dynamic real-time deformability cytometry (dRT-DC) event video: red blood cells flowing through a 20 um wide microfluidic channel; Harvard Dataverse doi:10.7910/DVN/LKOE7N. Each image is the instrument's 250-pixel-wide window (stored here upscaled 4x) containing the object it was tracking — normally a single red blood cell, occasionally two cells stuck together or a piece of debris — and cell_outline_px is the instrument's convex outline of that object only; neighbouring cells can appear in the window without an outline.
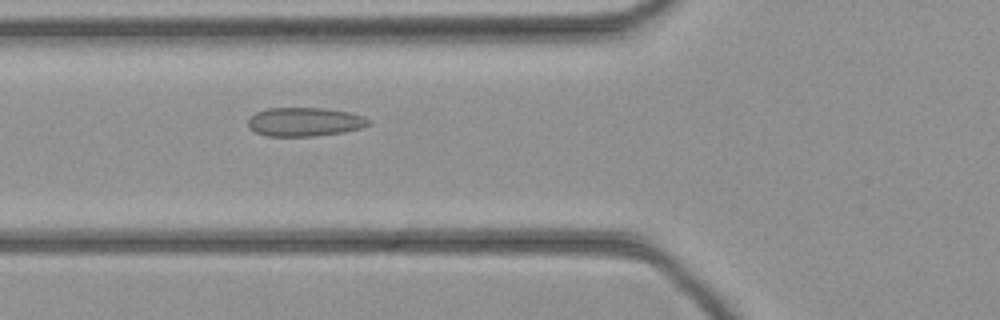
{"species": "common noctule bat (a hibernating species)", "species_latin": "Nyctalus noctula", "temperature_condition": "cold", "stored_images_in_passage": 40, "camera_frame_rate_fps": 3000, "um_per_image_px": 0.085, "animal": {"sex": "female", "body_mass_g": 21.9}, "frame": {"image": 1, "passage_image": 12, "time_ms": 3.667, "image_size_px": [1000, 320], "cell_outline_px": [[372, 124], [360, 128], [344, 132], [316, 136], [268, 136], [256, 132], [248, 128], [248, 120], [256, 112], [268, 108], [324, 108], [348, 112], [364, 116], [372, 120]], "centroid_in_image_um": [25.93, 10.36], "position_along_channel_um": 99.9, "area_um2": 20.35}}
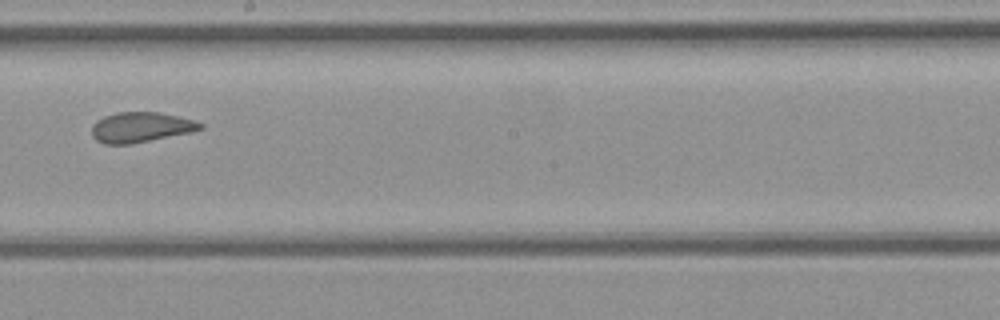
{"frame": {"image": 2, "passage_image": 21, "time_ms": 6.667, "image_size_px": [1000, 320], "cell_outline_px": [[204, 128], [192, 132], [132, 144], [104, 144], [96, 140], [92, 136], [92, 124], [96, 120], [104, 116], [116, 112], [160, 112], [192, 120], [204, 124]], "centroid_in_image_um": [11.94, 10.82], "position_along_channel_um": 236.3, "area_um2": 19.19}}
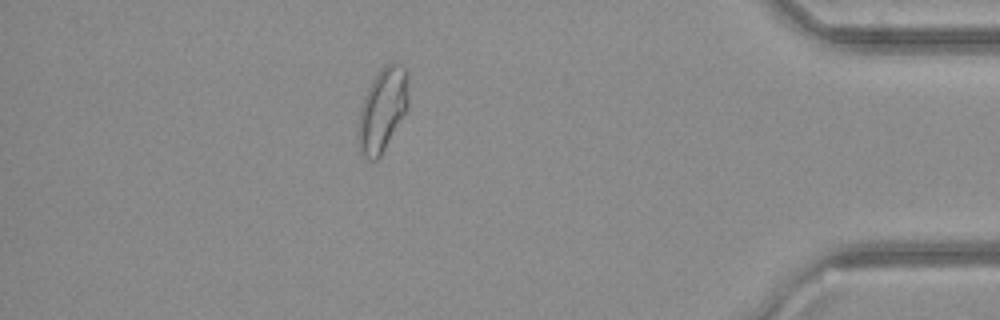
{"frame": {"image": 3, "passage_image": 35, "time_ms": 11.333, "image_size_px": [1000, 320], "cell_outline_px": [[408, 108], [380, 156], [376, 160], [368, 160], [360, 156], [356, 136], [360, 108], [364, 96], [376, 72], [384, 64], [392, 60], [396, 60], [404, 64], [408, 72]], "centroid_in_image_um": [32.5, 9.28], "position_along_channel_um": 402.7, "area_um2": 25.32}}